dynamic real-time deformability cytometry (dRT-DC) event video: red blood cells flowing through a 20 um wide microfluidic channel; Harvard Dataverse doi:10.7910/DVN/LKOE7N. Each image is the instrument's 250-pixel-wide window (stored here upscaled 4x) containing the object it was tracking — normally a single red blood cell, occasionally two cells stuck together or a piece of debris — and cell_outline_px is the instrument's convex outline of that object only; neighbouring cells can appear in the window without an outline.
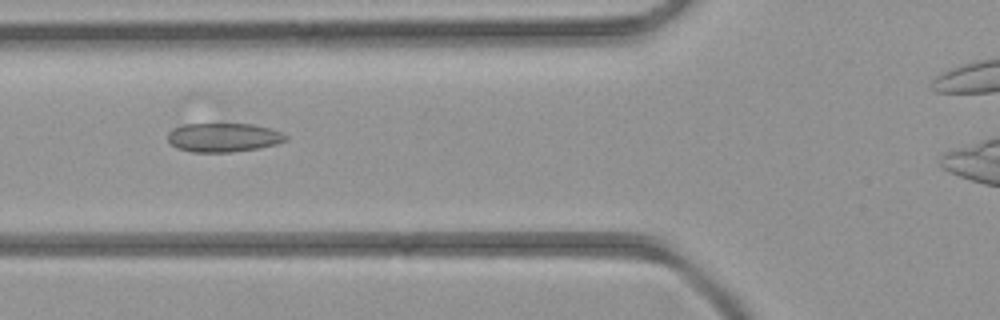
{"species": "common noctule bat (a hibernating species)", "species_latin": "Nyctalus noctula", "temperature_condition": "room temperature", "stored_images_in_passage": 4, "camera_frame_rate_fps": 3000, "um_per_image_px": 0.085, "animal": {"sex": "female", "body_mass_g": 21.9}, "frame": {"image": 1, "passage_image": 4, "time_ms": 4.333, "image_size_px": [1000, 320], "cell_outline_px": [[288, 140], [276, 144], [260, 148], [228, 152], [192, 152], [176, 148], [168, 140], [168, 132], [172, 128], [180, 124], [252, 124], [268, 128], [280, 132], [288, 136]], "centroid_in_image_um": [18.97, 11.68], "position_along_channel_um": 106.8, "area_um2": 19.94}}